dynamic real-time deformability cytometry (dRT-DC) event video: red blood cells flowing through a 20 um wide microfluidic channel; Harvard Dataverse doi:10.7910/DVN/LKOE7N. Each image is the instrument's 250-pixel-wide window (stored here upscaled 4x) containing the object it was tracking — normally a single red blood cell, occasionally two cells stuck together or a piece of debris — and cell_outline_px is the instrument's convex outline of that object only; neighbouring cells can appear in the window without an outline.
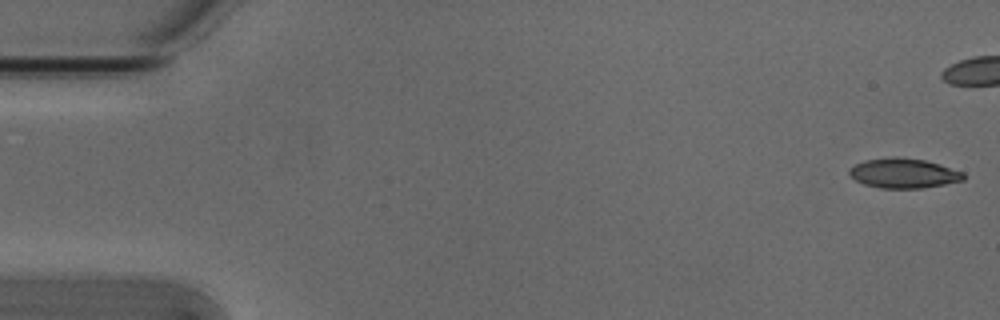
{"species": "Egyptian fruit bat (a non-hibernating species)", "species_latin": "Rousettus aegyptiacus", "temperature_condition": "cold", "stored_images_in_passage": 14, "camera_frame_rate_fps": 3000, "um_per_image_px": 0.085, "animal": {"sex": "male"}, "frame": {"image": 1, "passage_image": 1, "time_ms": 0.0, "image_size_px": [1000, 320], "cell_outline_px": [[964, 180], [944, 184], [920, 188], [880, 188], [864, 184], [856, 180], [848, 172], [856, 164], [864, 160], [892, 156], [896, 156], [924, 160], [940, 164], [964, 172]], "centroid_in_image_um": [76.82, 14.71], "position_along_channel_um": 8.2, "area_um2": 19.71}}